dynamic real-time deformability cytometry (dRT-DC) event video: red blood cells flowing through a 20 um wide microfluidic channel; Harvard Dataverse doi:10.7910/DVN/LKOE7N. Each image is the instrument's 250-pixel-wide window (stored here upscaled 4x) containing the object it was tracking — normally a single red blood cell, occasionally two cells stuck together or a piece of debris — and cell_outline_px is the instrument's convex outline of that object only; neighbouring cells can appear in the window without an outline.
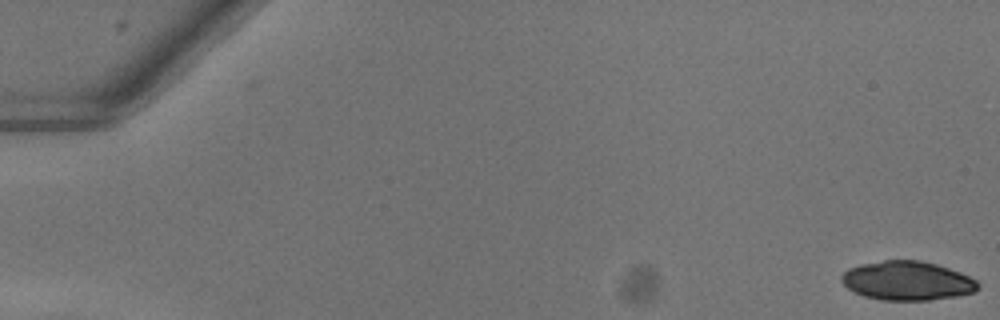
{"species": "common noctule bat (a hibernating species)", "species_latin": "Nyctalus noctula", "temperature_condition": "warm", "stored_images_in_passage": 53, "camera_frame_rate_fps": 3000, "um_per_image_px": 0.085, "animal": {"sex": "female"}, "frame": {"image": 1, "passage_image": 1, "time_ms": 0.0, "image_size_px": [1000, 320], "cell_outline_px": [[980, 288], [972, 292], [956, 296], [928, 300], [884, 300], [864, 296], [848, 288], [840, 280], [840, 276], [848, 268], [860, 264], [884, 260], [920, 260], [936, 264], [960, 272], [976, 280], [980, 284]], "centroid_in_image_um": [77.11, 23.85], "position_along_channel_um": 7.9, "area_um2": 30.98}}
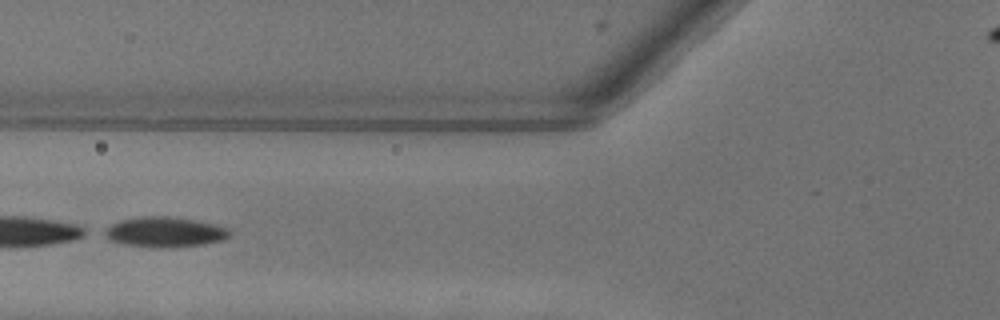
{"frame": {"image": 2, "passage_image": 22, "time_ms": 7.0, "image_size_px": [1000, 320], "cell_outline_px": [[232, 236], [224, 240], [204, 244], [172, 248], [156, 248], [124, 244], [108, 240], [100, 232], [112, 224], [120, 220], [140, 216], [168, 216], [196, 220], [216, 224], [228, 228], [232, 232]], "centroid_in_image_um": [14.02, 19.73], "position_along_channel_um": 111.8, "area_um2": 22.54}}